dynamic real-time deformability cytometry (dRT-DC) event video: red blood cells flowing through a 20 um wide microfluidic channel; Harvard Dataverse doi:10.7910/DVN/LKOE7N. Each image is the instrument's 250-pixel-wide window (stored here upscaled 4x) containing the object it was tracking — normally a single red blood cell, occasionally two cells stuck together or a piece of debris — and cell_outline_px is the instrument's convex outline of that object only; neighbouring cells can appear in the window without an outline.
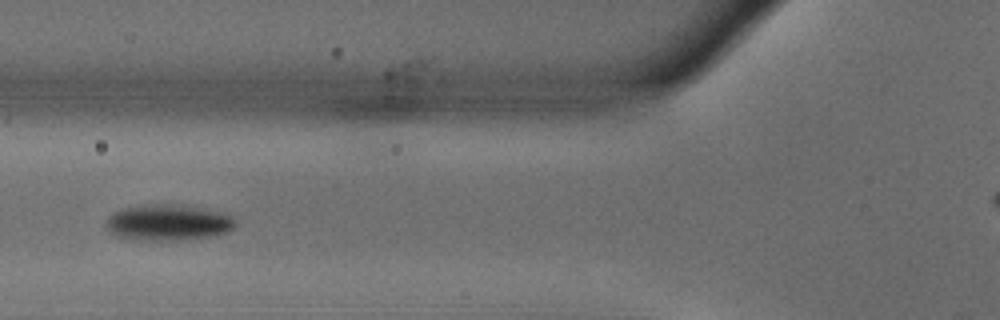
{"species": "common noctule bat (a hibernating species)", "species_latin": "Nyctalus noctula", "temperature_condition": "warm", "stored_images_in_passage": 53, "camera_frame_rate_fps": 3000, "um_per_image_px": 0.085, "animal": {"sex": "male", "body_mass_g": 18.8}, "frame": {"image": 1, "passage_image": 17, "time_ms": 5.333, "image_size_px": [1000, 320], "cell_outline_px": [[236, 224], [228, 232], [216, 236], [184, 240], [132, 240], [116, 236], [108, 232], [104, 228], [104, 220], [112, 212], [120, 208], [144, 204], [180, 204], [228, 212], [236, 220]], "centroid_in_image_um": [14.26, 18.91], "position_along_channel_um": 111.5, "area_um2": 28.32}}
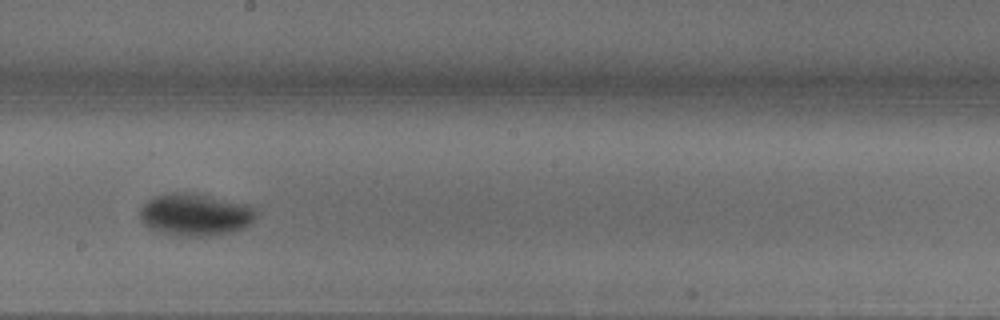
{"frame": {"image": 2, "passage_image": 27, "time_ms": 8.667, "image_size_px": [1000, 320], "cell_outline_px": [[256, 220], [244, 228], [232, 232], [212, 236], [180, 236], [160, 232], [148, 228], [140, 220], [140, 208], [152, 196], [168, 192], [196, 192], [248, 204], [256, 208]], "centroid_in_image_um": [16.61, 18.23], "position_along_channel_um": 231.6, "area_um2": 29.36}}
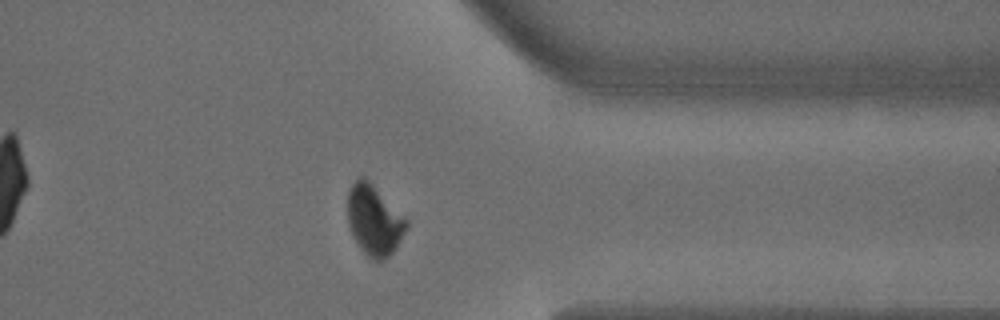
{"frame": {"image": 3, "passage_image": 40, "time_ms": 13.0, "image_size_px": [1000, 320], "cell_outline_px": [[408, 228], [392, 252], [384, 260], [376, 264], [356, 244], [352, 236], [348, 224], [348, 188], [360, 176], [364, 176], [408, 220]], "centroid_in_image_um": [31.79, 18.75], "position_along_channel_um": 379.6, "area_um2": 24.16}, "authors_computed_cell_mechanics": {"area_um2": 25.0852, "velocity_mm_per_s": 3.607, "shape_relaxation_time_tau1_ms": 3.7435, "shape_relaxation_time_tau2_ms": 2.1341, "deformation_change_tau1": 0.1707, "deformation_change_tau2": 0.0314}}